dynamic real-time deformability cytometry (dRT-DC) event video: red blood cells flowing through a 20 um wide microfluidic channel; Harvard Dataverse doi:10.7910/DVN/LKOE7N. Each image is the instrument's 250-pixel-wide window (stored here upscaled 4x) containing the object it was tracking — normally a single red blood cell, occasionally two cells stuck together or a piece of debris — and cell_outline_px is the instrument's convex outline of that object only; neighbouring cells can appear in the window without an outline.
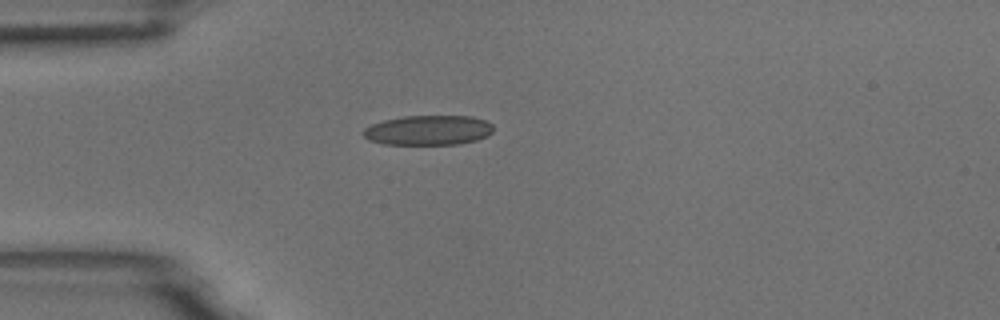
{"species": "common noctule bat (a hibernating species)", "species_latin": "Nyctalus noctula", "temperature_condition": "room temperature", "stored_images_in_passage": 7, "camera_frame_rate_fps": 3000, "um_per_image_px": 0.085, "animal": {"sex": "male", "body_mass_g": 18.8}, "frame": {"image": 1, "passage_image": 1, "time_ms": 0.0, "image_size_px": [1000, 320], "cell_outline_px": [[492, 132], [488, 136], [476, 140], [460, 144], [384, 144], [368, 140], [360, 132], [364, 128], [372, 124], [384, 120], [404, 116], [472, 116], [484, 120], [492, 124]], "centroid_in_image_um": [36.39, 11.07], "position_along_channel_um": 48.6, "area_um2": 22.66}}